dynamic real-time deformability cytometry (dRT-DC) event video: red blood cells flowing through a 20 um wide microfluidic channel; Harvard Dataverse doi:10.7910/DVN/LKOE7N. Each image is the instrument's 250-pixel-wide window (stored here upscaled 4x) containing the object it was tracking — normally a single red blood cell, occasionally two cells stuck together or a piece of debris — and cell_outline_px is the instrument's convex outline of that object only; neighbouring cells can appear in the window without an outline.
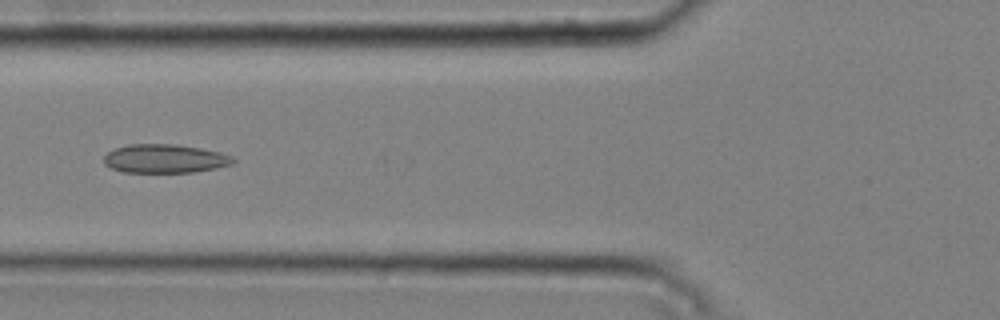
{"species": "common noctule bat (a hibernating species)", "species_latin": "Nyctalus noctula", "temperature_condition": "cold", "stored_images_in_passage": 8, "camera_frame_rate_fps": 3000, "um_per_image_px": 0.085, "animal": {"sex": "male", "body_mass_g": 20.4}, "frame": {"image": 1, "passage_image": 5, "time_ms": 1.333, "image_size_px": [1000, 320], "cell_outline_px": [[236, 160], [232, 164], [216, 168], [192, 172], [124, 172], [112, 168], [104, 164], [104, 156], [108, 152], [116, 148], [128, 144], [176, 144], [200, 148], [220, 152], [232, 156]], "centroid_in_image_um": [14.02, 13.48], "position_along_channel_um": 111.8, "area_um2": 21.56}}
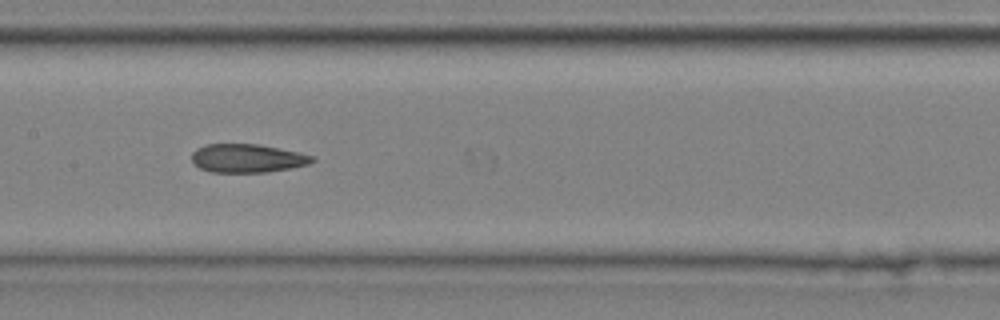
{"frame": {"image": 2, "passage_image": 7, "time_ms": 2.0, "image_size_px": [1000, 320], "cell_outline_px": [[316, 160], [308, 164], [292, 168], [268, 172], [212, 172], [200, 168], [192, 160], [192, 152], [196, 148], [204, 144], [260, 144], [300, 152], [312, 156]], "centroid_in_image_um": [21.03, 13.44], "position_along_channel_um": 186.4, "area_um2": 20.11}}
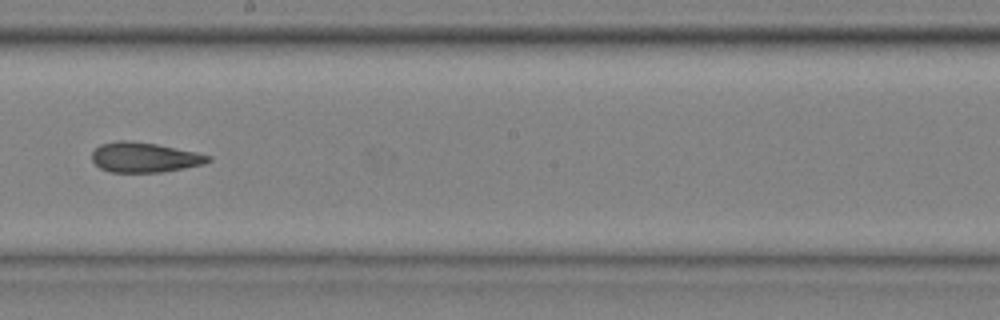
{"frame": {"image": 3, "passage_image": 8, "time_ms": 2.333, "image_size_px": [1000, 320], "cell_outline_px": [[212, 160], [204, 164], [184, 168], [160, 172], [108, 172], [100, 168], [92, 160], [92, 152], [100, 144], [116, 140], [128, 140], [156, 144], [196, 152], [212, 156]], "centroid_in_image_um": [12.27, 13.37], "position_along_channel_um": 235.9, "area_um2": 20.35}}